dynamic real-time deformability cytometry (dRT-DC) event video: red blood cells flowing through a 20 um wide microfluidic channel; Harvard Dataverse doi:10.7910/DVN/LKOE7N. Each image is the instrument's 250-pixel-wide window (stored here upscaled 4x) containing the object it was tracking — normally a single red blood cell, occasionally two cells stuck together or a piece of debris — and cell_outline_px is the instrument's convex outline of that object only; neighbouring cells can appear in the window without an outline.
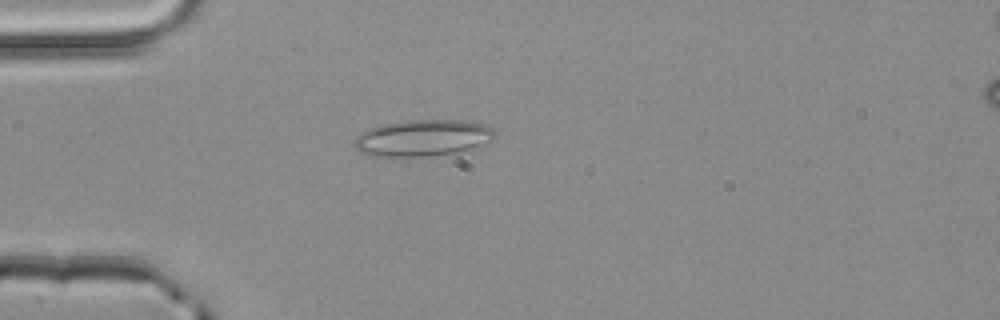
{"species": "common noctule bat (a hibernating species)", "species_latin": "Nyctalus noctula", "temperature_condition": "room temperature", "stored_images_in_passage": 40, "camera_frame_rate_fps": 3000, "um_per_image_px": 0.085, "animal": {"sex": "male", "body_mass_g": 20.4}, "frame": {"image": 1, "passage_image": 3, "time_ms": 0.667, "image_size_px": [1000, 320], "cell_outline_px": [[496, 136], [492, 140], [472, 152], [460, 156], [392, 160], [384, 160], [360, 152], [356, 148], [356, 136], [360, 132], [368, 128], [384, 124], [408, 120], [464, 120], [484, 124], [492, 128], [496, 132]], "centroid_in_image_um": [36.01, 11.83], "position_along_channel_um": 49.0, "area_um2": 32.37}}
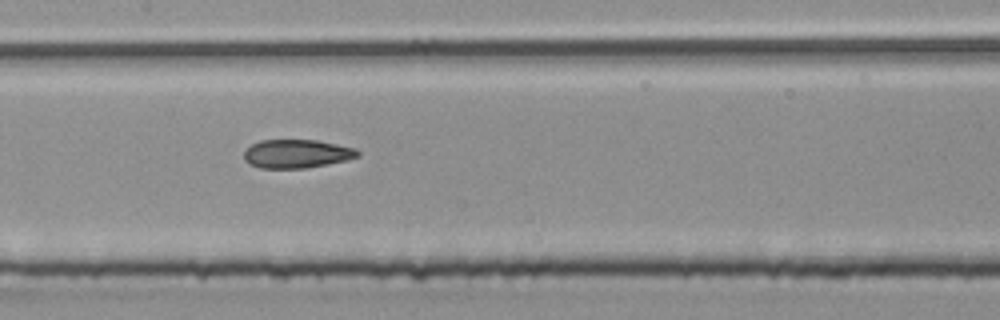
{"frame": {"image": 2, "passage_image": 14, "time_ms": 4.333, "image_size_px": [1000, 320], "cell_outline_px": [[360, 156], [348, 160], [328, 164], [304, 168], [260, 168], [248, 164], [244, 160], [244, 148], [260, 140], [316, 140], [356, 148], [360, 152]], "centroid_in_image_um": [25.21, 13.07], "position_along_channel_um": 182.2, "area_um2": 19.13}}
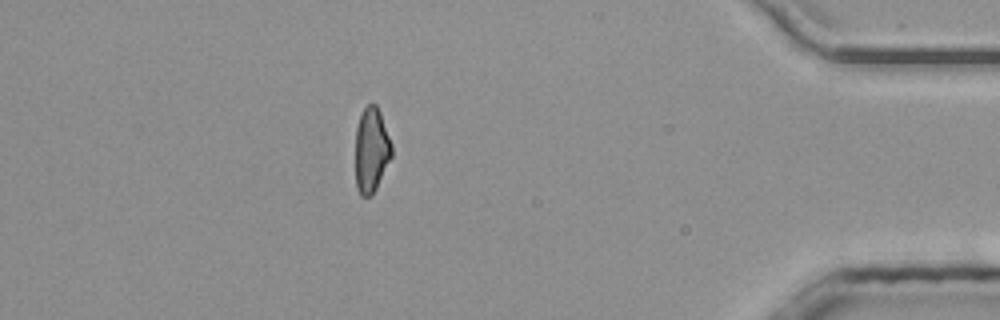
{"frame": {"image": 3, "passage_image": 34, "time_ms": 11.0, "image_size_px": [1000, 320], "cell_outline_px": [[392, 156], [372, 196], [360, 196], [356, 188], [356, 128], [360, 116], [364, 108], [368, 104], [376, 104], [380, 112], [392, 144]], "centroid_in_image_um": [31.57, 12.77], "position_along_channel_um": 403.6, "area_um2": 17.92}, "authors_computed_cell_mechanics": {"area_um2": 19.1896, "velocity_mm_per_s": 4.0225, "shape_relaxation_time_tau1_ms": null, "shape_relaxation_time_tau2_ms": 3.5014, "deformation_change_tau1": null, "deformation_change_tau2": 0.0869}}